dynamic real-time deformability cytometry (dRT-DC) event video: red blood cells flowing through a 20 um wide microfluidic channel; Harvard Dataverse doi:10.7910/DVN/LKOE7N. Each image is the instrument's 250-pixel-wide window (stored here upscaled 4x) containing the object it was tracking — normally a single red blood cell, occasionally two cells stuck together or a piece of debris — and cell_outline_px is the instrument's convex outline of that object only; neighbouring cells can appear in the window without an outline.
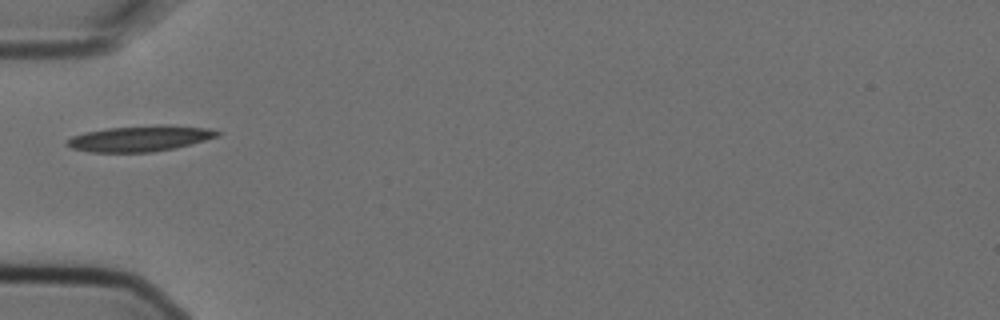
{"species": "Egyptian fruit bat (a non-hibernating species)", "species_latin": "Rousettus aegyptiacus", "temperature_condition": "cold", "stored_images_in_passage": 1, "camera_frame_rate_fps": 3000, "um_per_image_px": 0.085, "animal": {"sex": "female"}, "frame": {"image": 1, "passage_image": 1, "time_ms": 0.0, "image_size_px": [1000, 320], "cell_outline_px": [[220, 136], [192, 144], [176, 148], [152, 152], [88, 152], [72, 148], [64, 144], [72, 136], [84, 132], [108, 128], [156, 124], [164, 124], [208, 128], [220, 132]], "centroid_in_image_um": [11.92, 11.77], "position_along_channel_um": 73.1, "area_um2": 22.83}}